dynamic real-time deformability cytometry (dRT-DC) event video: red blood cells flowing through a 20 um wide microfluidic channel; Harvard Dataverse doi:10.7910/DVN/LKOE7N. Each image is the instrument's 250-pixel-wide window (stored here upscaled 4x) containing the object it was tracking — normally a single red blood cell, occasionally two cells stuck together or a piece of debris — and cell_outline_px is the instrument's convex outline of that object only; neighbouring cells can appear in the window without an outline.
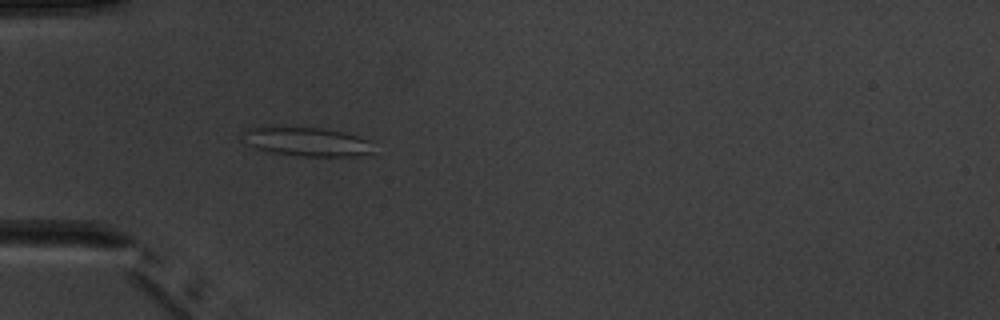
{"species": "common noctule bat (a hibernating species)", "species_latin": "Nyctalus noctula", "temperature_condition": "warm", "stored_images_in_passage": 4, "camera_frame_rate_fps": 3000, "um_per_image_px": 0.085, "animal": {"sex": "male", "body_mass_g": 20.1, "forearm_length_mm": 53.5}, "frame": {"image": 1, "passage_image": 4, "time_ms": 3.333, "image_size_px": [1000, 320], "cell_outline_px": [[372, 152], [356, 156], [300, 156], [268, 152], [256, 148], [248, 144], [240, 132], [248, 128], [324, 128], [356, 136], [368, 140]], "centroid_in_image_um": [26.04, 12.06], "position_along_channel_um": 59.0, "area_um2": 21.44}}